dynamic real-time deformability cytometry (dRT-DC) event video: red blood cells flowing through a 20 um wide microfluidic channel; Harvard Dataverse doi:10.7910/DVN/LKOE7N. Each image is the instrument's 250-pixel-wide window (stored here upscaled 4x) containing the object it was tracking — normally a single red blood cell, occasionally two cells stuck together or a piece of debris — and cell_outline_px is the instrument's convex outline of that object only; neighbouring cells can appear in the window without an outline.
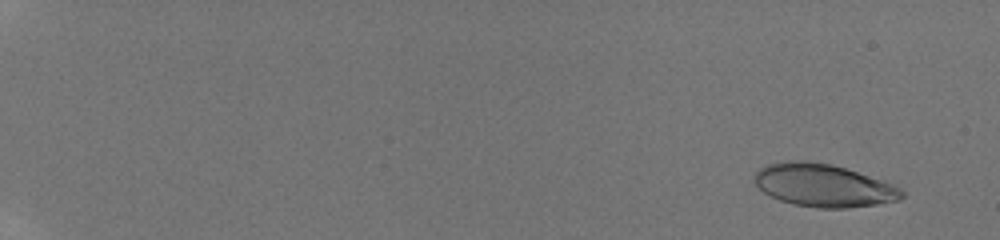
{"species": "human", "species_latin": "Homo sapiens", "temperature_condition": "room temperature", "stored_images_in_passage": 10, "camera_frame_rate_fps": 3000, "um_per_image_px": 0.085, "donor": {"sex": "male"}, "frame": {"image": 1, "passage_image": 2, "time_ms": 1.0, "image_size_px": [1000, 240], "cell_outline_px": [[904, 196], [900, 200], [876, 204], [848, 208], [820, 208], [792, 204], [780, 200], [764, 192], [752, 180], [752, 176], [760, 168], [768, 164], [784, 160], [804, 160], [832, 164], [892, 184], [900, 188], [904, 192]], "centroid_in_image_um": [69.95, 15.75], "position_along_channel_um": 15.0, "area_um2": 36.65}}
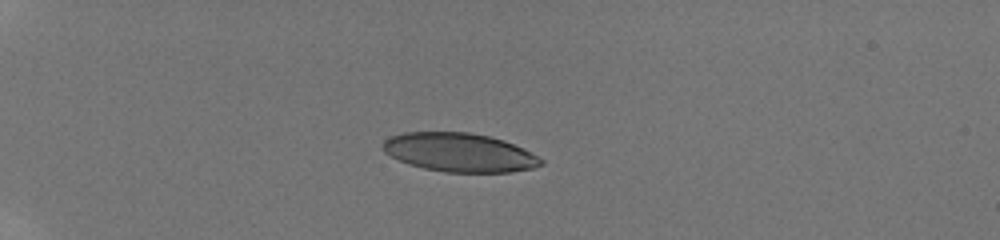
{"frame": {"image": 2, "passage_image": 7, "time_ms": 5.333, "image_size_px": [1000, 240], "cell_outline_px": [[544, 164], [532, 168], [512, 172], [444, 172], [424, 168], [408, 164], [384, 152], [384, 140], [388, 136], [404, 132], [468, 132], [488, 136], [504, 140], [524, 148], [544, 160]], "centroid_in_image_um": [39.07, 12.95], "position_along_channel_um": 45.9, "area_um2": 35.72}}
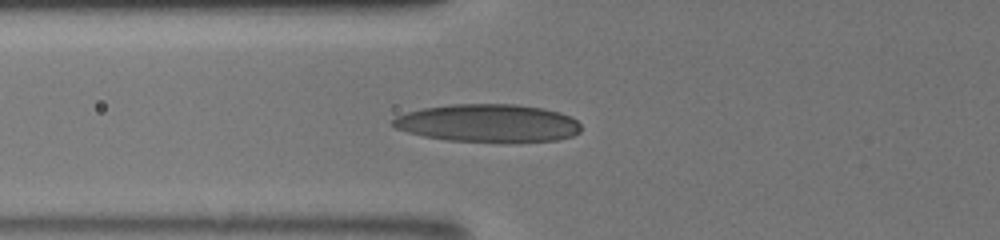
{"frame": {"image": 3, "passage_image": 10, "time_ms": 7.667, "image_size_px": [1000, 240], "cell_outline_px": [[580, 132], [572, 136], [556, 140], [448, 140], [424, 136], [408, 132], [396, 128], [392, 124], [392, 120], [396, 116], [420, 108], [452, 104], [516, 104], [544, 108], [560, 112], [572, 116], [580, 124]], "centroid_in_image_um": [41.48, 10.43], "position_along_channel_um": 84.3, "area_um2": 40.86}}